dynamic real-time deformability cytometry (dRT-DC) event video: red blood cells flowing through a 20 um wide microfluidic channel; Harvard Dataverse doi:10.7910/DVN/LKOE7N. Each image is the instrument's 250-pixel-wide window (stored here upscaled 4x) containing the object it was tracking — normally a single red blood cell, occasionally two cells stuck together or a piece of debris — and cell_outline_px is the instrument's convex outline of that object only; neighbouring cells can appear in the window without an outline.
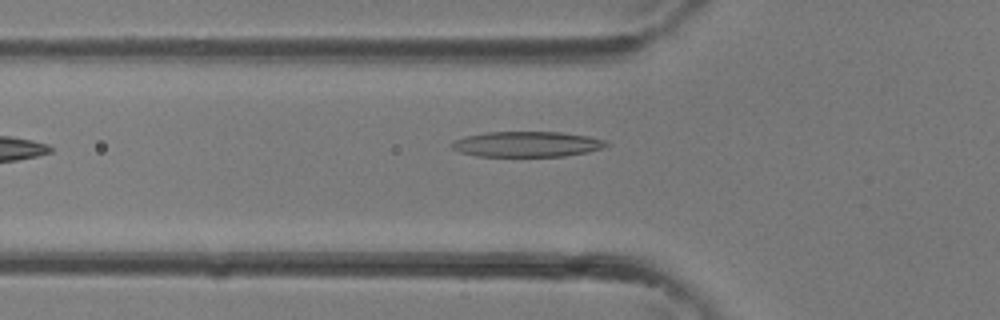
{"species": "common noctule bat (a hibernating species)", "species_latin": "Nyctalus noctula", "temperature_condition": "room temperature", "stored_images_in_passage": 4, "camera_frame_rate_fps": 3000, "um_per_image_px": 0.085, "animal": {"sex": "female"}, "frame": {"image": 1, "passage_image": 3, "time_ms": 0.667, "image_size_px": [1000, 320], "cell_outline_px": [[608, 144], [604, 148], [588, 152], [564, 156], [476, 156], [460, 152], [452, 148], [452, 140], [464, 136], [488, 132], [560, 132], [588, 136], [604, 140]], "centroid_in_image_um": [44.77, 12.25], "position_along_channel_um": 81.0, "area_um2": 22.89}}